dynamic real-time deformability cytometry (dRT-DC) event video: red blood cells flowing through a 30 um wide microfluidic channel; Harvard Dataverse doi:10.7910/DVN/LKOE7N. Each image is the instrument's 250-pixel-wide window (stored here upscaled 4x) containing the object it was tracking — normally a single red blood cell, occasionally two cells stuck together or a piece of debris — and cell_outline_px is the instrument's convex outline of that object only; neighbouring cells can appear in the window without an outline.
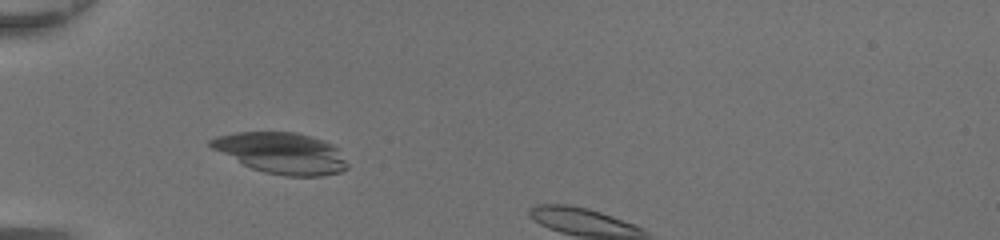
{"species": "common noctule bat (a hibernating species)", "species_latin": "Nyctalus noctula", "temperature_condition": "room temperature", "stored_images_in_passage": 16, "camera_frame_rate_fps": 3000, "um_per_image_px": 0.085, "animal": {"sex": "female", "body_mass_g": 20.0, "forearm_length_mm": 54.0}, "frame": {"image": 1, "passage_image": 12, "time_ms": 3.667, "image_size_px": [1000, 240], "cell_outline_px": [[348, 168], [340, 172], [320, 176], [288, 176], [264, 172], [252, 168], [212, 148], [208, 144], [208, 140], [216, 136], [236, 132], [296, 132], [312, 136], [324, 140], [332, 144], [336, 148], [348, 164]], "centroid_in_image_um": [23.93, 13.0], "position_along_channel_um": 61.1, "area_um2": 32.48}}